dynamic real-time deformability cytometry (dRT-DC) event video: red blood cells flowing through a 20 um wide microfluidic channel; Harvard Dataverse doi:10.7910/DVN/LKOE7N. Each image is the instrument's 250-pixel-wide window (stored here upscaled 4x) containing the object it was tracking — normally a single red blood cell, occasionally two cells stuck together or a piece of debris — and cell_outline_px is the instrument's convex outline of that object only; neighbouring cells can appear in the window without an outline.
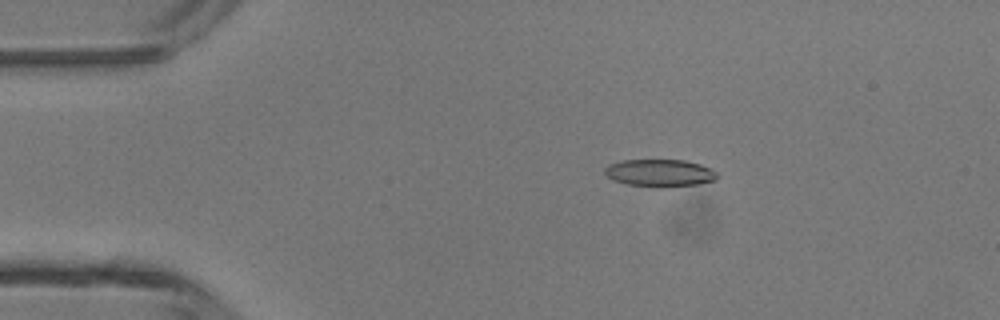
{"species": "common noctule bat (a hibernating species)", "species_latin": "Nyctalus noctula", "temperature_condition": "room temperature", "stored_images_in_passage": 48, "camera_frame_rate_fps": 3000, "um_per_image_px": 0.085, "animal": {"sex": "male", "body_mass_g": 13.3}, "frame": {"image": 1, "passage_image": 9, "time_ms": 2.667, "image_size_px": [1000, 320], "cell_outline_px": [[720, 176], [716, 180], [696, 184], [660, 188], [656, 188], [628, 184], [612, 180], [604, 172], [604, 168], [608, 164], [620, 160], [684, 160], [700, 164], [716, 172]], "centroid_in_image_um": [56.06, 14.71], "position_along_channel_um": 28.9, "area_um2": 18.09}}
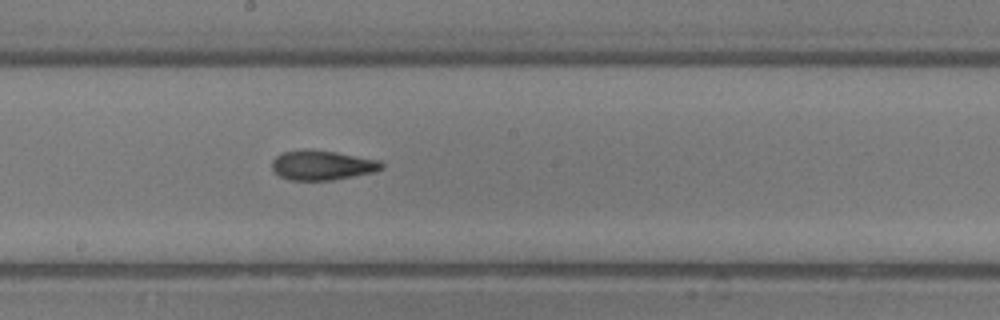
{"frame": {"image": 2, "passage_image": 26, "time_ms": 8.333, "image_size_px": [1000, 320], "cell_outline_px": [[384, 168], [372, 172], [332, 180], [288, 180], [272, 172], [272, 160], [276, 156], [284, 152], [304, 148], [308, 148], [336, 152], [380, 160], [384, 164]], "centroid_in_image_um": [27.35, 14.03], "position_along_channel_um": 220.9, "area_um2": 19.13}}
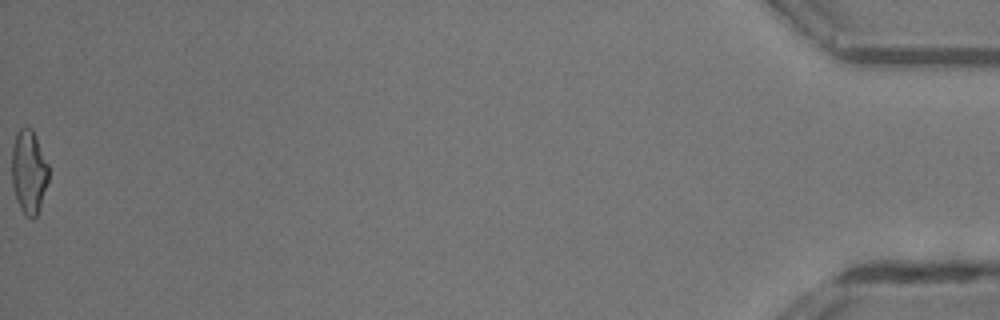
{"frame": {"image": 3, "passage_image": 48, "time_ms": 15.667, "image_size_px": [1000, 320], "cell_outline_px": [[48, 180], [36, 216], [32, 220], [20, 208], [16, 200], [12, 184], [12, 148], [16, 136], [20, 128], [32, 128], [48, 164]], "centroid_in_image_um": [2.44, 14.61], "position_along_channel_um": 432.8, "area_um2": 17.57}, "authors_computed_cell_mechanics": {"area_um2": 18.3515, "velocity_mm_per_s": 4.3674, "shape_relaxation_time_tau1_ms": 4.4848, "shape_relaxation_time_tau2_ms": 2.2241, "deformation_change_tau1": 0.1692, "deformation_change_tau2": 0.1096}}